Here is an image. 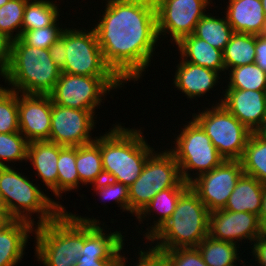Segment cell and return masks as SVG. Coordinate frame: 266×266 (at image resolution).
Listing matches in <instances>:
<instances>
[{"label":"cell","mask_w":266,"mask_h":266,"mask_svg":"<svg viewBox=\"0 0 266 266\" xmlns=\"http://www.w3.org/2000/svg\"><path fill=\"white\" fill-rule=\"evenodd\" d=\"M94 191L98 193L99 198L102 200H112L123 209V211H129V187L109 179H104L97 184L93 185Z\"/></svg>","instance_id":"obj_38"},{"label":"cell","mask_w":266,"mask_h":266,"mask_svg":"<svg viewBox=\"0 0 266 266\" xmlns=\"http://www.w3.org/2000/svg\"><path fill=\"white\" fill-rule=\"evenodd\" d=\"M58 19L59 18L49 26L23 31L20 39L30 47L49 49V47L61 37L65 30V28L58 27Z\"/></svg>","instance_id":"obj_37"},{"label":"cell","mask_w":266,"mask_h":266,"mask_svg":"<svg viewBox=\"0 0 266 266\" xmlns=\"http://www.w3.org/2000/svg\"><path fill=\"white\" fill-rule=\"evenodd\" d=\"M223 96L218 103L251 132L266 118L265 91L225 89Z\"/></svg>","instance_id":"obj_18"},{"label":"cell","mask_w":266,"mask_h":266,"mask_svg":"<svg viewBox=\"0 0 266 266\" xmlns=\"http://www.w3.org/2000/svg\"><path fill=\"white\" fill-rule=\"evenodd\" d=\"M255 58V35L234 32L223 50L225 69L252 64Z\"/></svg>","instance_id":"obj_27"},{"label":"cell","mask_w":266,"mask_h":266,"mask_svg":"<svg viewBox=\"0 0 266 266\" xmlns=\"http://www.w3.org/2000/svg\"><path fill=\"white\" fill-rule=\"evenodd\" d=\"M9 0H0V7L6 4Z\"/></svg>","instance_id":"obj_49"},{"label":"cell","mask_w":266,"mask_h":266,"mask_svg":"<svg viewBox=\"0 0 266 266\" xmlns=\"http://www.w3.org/2000/svg\"><path fill=\"white\" fill-rule=\"evenodd\" d=\"M65 29L66 62L62 73L101 76L113 89L123 87V82L104 61L95 31ZM123 85V86H121Z\"/></svg>","instance_id":"obj_7"},{"label":"cell","mask_w":266,"mask_h":266,"mask_svg":"<svg viewBox=\"0 0 266 266\" xmlns=\"http://www.w3.org/2000/svg\"><path fill=\"white\" fill-rule=\"evenodd\" d=\"M207 14L196 24L193 35L208 42L214 48L223 51L234 31L225 16L218 18L209 13Z\"/></svg>","instance_id":"obj_28"},{"label":"cell","mask_w":266,"mask_h":266,"mask_svg":"<svg viewBox=\"0 0 266 266\" xmlns=\"http://www.w3.org/2000/svg\"><path fill=\"white\" fill-rule=\"evenodd\" d=\"M93 27L103 58L123 82L141 78L159 40L154 0H107ZM126 81V82H125Z\"/></svg>","instance_id":"obj_1"},{"label":"cell","mask_w":266,"mask_h":266,"mask_svg":"<svg viewBox=\"0 0 266 266\" xmlns=\"http://www.w3.org/2000/svg\"><path fill=\"white\" fill-rule=\"evenodd\" d=\"M110 90H114L101 76H82L62 73L49 94L53 103L73 109L90 110L101 105ZM96 107V108H95Z\"/></svg>","instance_id":"obj_11"},{"label":"cell","mask_w":266,"mask_h":266,"mask_svg":"<svg viewBox=\"0 0 266 266\" xmlns=\"http://www.w3.org/2000/svg\"><path fill=\"white\" fill-rule=\"evenodd\" d=\"M109 131L100 136L105 179L129 187L140 176L154 149L145 141L141 129H129L118 124Z\"/></svg>","instance_id":"obj_2"},{"label":"cell","mask_w":266,"mask_h":266,"mask_svg":"<svg viewBox=\"0 0 266 266\" xmlns=\"http://www.w3.org/2000/svg\"><path fill=\"white\" fill-rule=\"evenodd\" d=\"M261 234L258 216L255 214L225 209L209 213L208 236L214 239L236 245L244 239L250 240L253 245Z\"/></svg>","instance_id":"obj_17"},{"label":"cell","mask_w":266,"mask_h":266,"mask_svg":"<svg viewBox=\"0 0 266 266\" xmlns=\"http://www.w3.org/2000/svg\"><path fill=\"white\" fill-rule=\"evenodd\" d=\"M265 107H266V91H265Z\"/></svg>","instance_id":"obj_51"},{"label":"cell","mask_w":266,"mask_h":266,"mask_svg":"<svg viewBox=\"0 0 266 266\" xmlns=\"http://www.w3.org/2000/svg\"><path fill=\"white\" fill-rule=\"evenodd\" d=\"M76 167L81 184H97L105 179L100 152V137L76 147Z\"/></svg>","instance_id":"obj_26"},{"label":"cell","mask_w":266,"mask_h":266,"mask_svg":"<svg viewBox=\"0 0 266 266\" xmlns=\"http://www.w3.org/2000/svg\"><path fill=\"white\" fill-rule=\"evenodd\" d=\"M61 74L48 49L30 47L20 38L11 44V57L3 73L10 90L25 94L49 95ZM7 81V82H6Z\"/></svg>","instance_id":"obj_4"},{"label":"cell","mask_w":266,"mask_h":266,"mask_svg":"<svg viewBox=\"0 0 266 266\" xmlns=\"http://www.w3.org/2000/svg\"><path fill=\"white\" fill-rule=\"evenodd\" d=\"M12 219L4 209H0V230L7 225Z\"/></svg>","instance_id":"obj_47"},{"label":"cell","mask_w":266,"mask_h":266,"mask_svg":"<svg viewBox=\"0 0 266 266\" xmlns=\"http://www.w3.org/2000/svg\"><path fill=\"white\" fill-rule=\"evenodd\" d=\"M29 142L19 132L0 133V167H7L11 161H27ZM6 162V164H5Z\"/></svg>","instance_id":"obj_35"},{"label":"cell","mask_w":266,"mask_h":266,"mask_svg":"<svg viewBox=\"0 0 266 266\" xmlns=\"http://www.w3.org/2000/svg\"><path fill=\"white\" fill-rule=\"evenodd\" d=\"M52 99L47 94L18 93L19 131L27 141H49Z\"/></svg>","instance_id":"obj_16"},{"label":"cell","mask_w":266,"mask_h":266,"mask_svg":"<svg viewBox=\"0 0 266 266\" xmlns=\"http://www.w3.org/2000/svg\"><path fill=\"white\" fill-rule=\"evenodd\" d=\"M230 70L226 89L266 91V72L255 62Z\"/></svg>","instance_id":"obj_32"},{"label":"cell","mask_w":266,"mask_h":266,"mask_svg":"<svg viewBox=\"0 0 266 266\" xmlns=\"http://www.w3.org/2000/svg\"><path fill=\"white\" fill-rule=\"evenodd\" d=\"M259 224L262 233H266V185L263 191L261 211L258 216Z\"/></svg>","instance_id":"obj_45"},{"label":"cell","mask_w":266,"mask_h":266,"mask_svg":"<svg viewBox=\"0 0 266 266\" xmlns=\"http://www.w3.org/2000/svg\"><path fill=\"white\" fill-rule=\"evenodd\" d=\"M176 45L180 59L217 72L225 71L223 51L214 48L208 42L193 34L182 37Z\"/></svg>","instance_id":"obj_23"},{"label":"cell","mask_w":266,"mask_h":266,"mask_svg":"<svg viewBox=\"0 0 266 266\" xmlns=\"http://www.w3.org/2000/svg\"><path fill=\"white\" fill-rule=\"evenodd\" d=\"M210 1L154 0L159 38L168 33L171 34V40L177 43L182 37L193 34L196 24L206 14Z\"/></svg>","instance_id":"obj_12"},{"label":"cell","mask_w":266,"mask_h":266,"mask_svg":"<svg viewBox=\"0 0 266 266\" xmlns=\"http://www.w3.org/2000/svg\"><path fill=\"white\" fill-rule=\"evenodd\" d=\"M84 222L99 220L63 210L54 220L35 227V256L44 266H74L84 247Z\"/></svg>","instance_id":"obj_3"},{"label":"cell","mask_w":266,"mask_h":266,"mask_svg":"<svg viewBox=\"0 0 266 266\" xmlns=\"http://www.w3.org/2000/svg\"><path fill=\"white\" fill-rule=\"evenodd\" d=\"M19 132L18 92L0 89V133Z\"/></svg>","instance_id":"obj_36"},{"label":"cell","mask_w":266,"mask_h":266,"mask_svg":"<svg viewBox=\"0 0 266 266\" xmlns=\"http://www.w3.org/2000/svg\"><path fill=\"white\" fill-rule=\"evenodd\" d=\"M12 40L0 31V75L6 71L11 57Z\"/></svg>","instance_id":"obj_42"},{"label":"cell","mask_w":266,"mask_h":266,"mask_svg":"<svg viewBox=\"0 0 266 266\" xmlns=\"http://www.w3.org/2000/svg\"><path fill=\"white\" fill-rule=\"evenodd\" d=\"M190 187V184L183 182L178 188H167L157 193L153 199L145 206V208L136 216L140 224L143 219L146 220L151 212L159 214L157 221H153L154 225L146 230L144 237L148 240L172 215L176 209L180 196ZM147 214V215H146ZM146 217V218H144Z\"/></svg>","instance_id":"obj_25"},{"label":"cell","mask_w":266,"mask_h":266,"mask_svg":"<svg viewBox=\"0 0 266 266\" xmlns=\"http://www.w3.org/2000/svg\"><path fill=\"white\" fill-rule=\"evenodd\" d=\"M29 178L18 173L12 166L0 167V195L4 210L13 220L34 224L32 214L38 213L37 225L54 220L63 210L62 204L44 194Z\"/></svg>","instance_id":"obj_6"},{"label":"cell","mask_w":266,"mask_h":266,"mask_svg":"<svg viewBox=\"0 0 266 266\" xmlns=\"http://www.w3.org/2000/svg\"><path fill=\"white\" fill-rule=\"evenodd\" d=\"M255 63L266 72V34L255 35Z\"/></svg>","instance_id":"obj_43"},{"label":"cell","mask_w":266,"mask_h":266,"mask_svg":"<svg viewBox=\"0 0 266 266\" xmlns=\"http://www.w3.org/2000/svg\"><path fill=\"white\" fill-rule=\"evenodd\" d=\"M164 151L158 154L154 151L140 176L129 186V212L135 216L157 193L167 188H178L184 182L173 154L169 150Z\"/></svg>","instance_id":"obj_8"},{"label":"cell","mask_w":266,"mask_h":266,"mask_svg":"<svg viewBox=\"0 0 266 266\" xmlns=\"http://www.w3.org/2000/svg\"><path fill=\"white\" fill-rule=\"evenodd\" d=\"M262 6H263V11L266 16V0H261Z\"/></svg>","instance_id":"obj_48"},{"label":"cell","mask_w":266,"mask_h":266,"mask_svg":"<svg viewBox=\"0 0 266 266\" xmlns=\"http://www.w3.org/2000/svg\"><path fill=\"white\" fill-rule=\"evenodd\" d=\"M237 247L236 244L217 240L210 236L204 238L197 245L204 262L208 266H237L235 265L237 264L236 261H240L243 264L244 262L239 259L240 253L238 252L240 251Z\"/></svg>","instance_id":"obj_29"},{"label":"cell","mask_w":266,"mask_h":266,"mask_svg":"<svg viewBox=\"0 0 266 266\" xmlns=\"http://www.w3.org/2000/svg\"><path fill=\"white\" fill-rule=\"evenodd\" d=\"M75 163L76 147L64 146L59 152L57 162V198L61 197L62 193L79 187L80 180Z\"/></svg>","instance_id":"obj_33"},{"label":"cell","mask_w":266,"mask_h":266,"mask_svg":"<svg viewBox=\"0 0 266 266\" xmlns=\"http://www.w3.org/2000/svg\"><path fill=\"white\" fill-rule=\"evenodd\" d=\"M193 119L209 136L211 143L225 160H240L247 140L252 133L222 103L212 105Z\"/></svg>","instance_id":"obj_10"},{"label":"cell","mask_w":266,"mask_h":266,"mask_svg":"<svg viewBox=\"0 0 266 266\" xmlns=\"http://www.w3.org/2000/svg\"><path fill=\"white\" fill-rule=\"evenodd\" d=\"M183 127L181 133L174 139L175 147L169 151L179 165L182 180L190 184L194 180L190 171H198L193 175L199 176L219 166L225 159L193 118Z\"/></svg>","instance_id":"obj_9"},{"label":"cell","mask_w":266,"mask_h":266,"mask_svg":"<svg viewBox=\"0 0 266 266\" xmlns=\"http://www.w3.org/2000/svg\"><path fill=\"white\" fill-rule=\"evenodd\" d=\"M209 211L189 187L170 218L148 239L159 250L197 247L208 236ZM155 241V242H154Z\"/></svg>","instance_id":"obj_5"},{"label":"cell","mask_w":266,"mask_h":266,"mask_svg":"<svg viewBox=\"0 0 266 266\" xmlns=\"http://www.w3.org/2000/svg\"><path fill=\"white\" fill-rule=\"evenodd\" d=\"M243 173L266 185V141L250 134L240 159Z\"/></svg>","instance_id":"obj_30"},{"label":"cell","mask_w":266,"mask_h":266,"mask_svg":"<svg viewBox=\"0 0 266 266\" xmlns=\"http://www.w3.org/2000/svg\"><path fill=\"white\" fill-rule=\"evenodd\" d=\"M48 51L53 62L62 69L66 62L65 30L61 37L49 47Z\"/></svg>","instance_id":"obj_41"},{"label":"cell","mask_w":266,"mask_h":266,"mask_svg":"<svg viewBox=\"0 0 266 266\" xmlns=\"http://www.w3.org/2000/svg\"><path fill=\"white\" fill-rule=\"evenodd\" d=\"M251 248V252L254 255L255 261L260 266H266V233H262L255 241Z\"/></svg>","instance_id":"obj_44"},{"label":"cell","mask_w":266,"mask_h":266,"mask_svg":"<svg viewBox=\"0 0 266 266\" xmlns=\"http://www.w3.org/2000/svg\"><path fill=\"white\" fill-rule=\"evenodd\" d=\"M139 255L138 261L134 264L135 266H167L162 250L153 246L146 251L140 250ZM126 260L127 258L119 254L117 265L126 266Z\"/></svg>","instance_id":"obj_40"},{"label":"cell","mask_w":266,"mask_h":266,"mask_svg":"<svg viewBox=\"0 0 266 266\" xmlns=\"http://www.w3.org/2000/svg\"><path fill=\"white\" fill-rule=\"evenodd\" d=\"M253 133L259 138L266 141V118L258 125Z\"/></svg>","instance_id":"obj_46"},{"label":"cell","mask_w":266,"mask_h":266,"mask_svg":"<svg viewBox=\"0 0 266 266\" xmlns=\"http://www.w3.org/2000/svg\"><path fill=\"white\" fill-rule=\"evenodd\" d=\"M64 146L50 141H33L28 144L27 160L44 185L57 197V162Z\"/></svg>","instance_id":"obj_21"},{"label":"cell","mask_w":266,"mask_h":266,"mask_svg":"<svg viewBox=\"0 0 266 266\" xmlns=\"http://www.w3.org/2000/svg\"><path fill=\"white\" fill-rule=\"evenodd\" d=\"M226 18L234 32L266 34V16L261 0H229Z\"/></svg>","instance_id":"obj_19"},{"label":"cell","mask_w":266,"mask_h":266,"mask_svg":"<svg viewBox=\"0 0 266 266\" xmlns=\"http://www.w3.org/2000/svg\"><path fill=\"white\" fill-rule=\"evenodd\" d=\"M243 174L240 160H224L209 172L195 176L190 187L209 212L224 209L238 179Z\"/></svg>","instance_id":"obj_13"},{"label":"cell","mask_w":266,"mask_h":266,"mask_svg":"<svg viewBox=\"0 0 266 266\" xmlns=\"http://www.w3.org/2000/svg\"><path fill=\"white\" fill-rule=\"evenodd\" d=\"M100 222H84V247L74 266H115L124 247L121 231L106 234ZM104 232V233H103Z\"/></svg>","instance_id":"obj_15"},{"label":"cell","mask_w":266,"mask_h":266,"mask_svg":"<svg viewBox=\"0 0 266 266\" xmlns=\"http://www.w3.org/2000/svg\"><path fill=\"white\" fill-rule=\"evenodd\" d=\"M0 209H4V205H3V201H2L1 195H0Z\"/></svg>","instance_id":"obj_50"},{"label":"cell","mask_w":266,"mask_h":266,"mask_svg":"<svg viewBox=\"0 0 266 266\" xmlns=\"http://www.w3.org/2000/svg\"><path fill=\"white\" fill-rule=\"evenodd\" d=\"M34 225L24 220H11L0 230V266H17L23 258L29 233Z\"/></svg>","instance_id":"obj_22"},{"label":"cell","mask_w":266,"mask_h":266,"mask_svg":"<svg viewBox=\"0 0 266 266\" xmlns=\"http://www.w3.org/2000/svg\"><path fill=\"white\" fill-rule=\"evenodd\" d=\"M167 266H208L197 247L162 250Z\"/></svg>","instance_id":"obj_39"},{"label":"cell","mask_w":266,"mask_h":266,"mask_svg":"<svg viewBox=\"0 0 266 266\" xmlns=\"http://www.w3.org/2000/svg\"><path fill=\"white\" fill-rule=\"evenodd\" d=\"M265 185L255 177L242 174L231 193L225 210L249 212L259 216Z\"/></svg>","instance_id":"obj_24"},{"label":"cell","mask_w":266,"mask_h":266,"mask_svg":"<svg viewBox=\"0 0 266 266\" xmlns=\"http://www.w3.org/2000/svg\"><path fill=\"white\" fill-rule=\"evenodd\" d=\"M58 5L47 0H28L25 6L22 32L51 25L59 16Z\"/></svg>","instance_id":"obj_31"},{"label":"cell","mask_w":266,"mask_h":266,"mask_svg":"<svg viewBox=\"0 0 266 266\" xmlns=\"http://www.w3.org/2000/svg\"><path fill=\"white\" fill-rule=\"evenodd\" d=\"M176 67L173 84L191 100L205 95L220 79L219 72L186 61L181 60Z\"/></svg>","instance_id":"obj_20"},{"label":"cell","mask_w":266,"mask_h":266,"mask_svg":"<svg viewBox=\"0 0 266 266\" xmlns=\"http://www.w3.org/2000/svg\"><path fill=\"white\" fill-rule=\"evenodd\" d=\"M27 1L9 0L0 7V31L12 41L19 39L22 35V21Z\"/></svg>","instance_id":"obj_34"},{"label":"cell","mask_w":266,"mask_h":266,"mask_svg":"<svg viewBox=\"0 0 266 266\" xmlns=\"http://www.w3.org/2000/svg\"><path fill=\"white\" fill-rule=\"evenodd\" d=\"M90 110L73 109L52 101L49 141L61 146L77 147L96 140L90 136L96 116Z\"/></svg>","instance_id":"obj_14"}]
</instances>
